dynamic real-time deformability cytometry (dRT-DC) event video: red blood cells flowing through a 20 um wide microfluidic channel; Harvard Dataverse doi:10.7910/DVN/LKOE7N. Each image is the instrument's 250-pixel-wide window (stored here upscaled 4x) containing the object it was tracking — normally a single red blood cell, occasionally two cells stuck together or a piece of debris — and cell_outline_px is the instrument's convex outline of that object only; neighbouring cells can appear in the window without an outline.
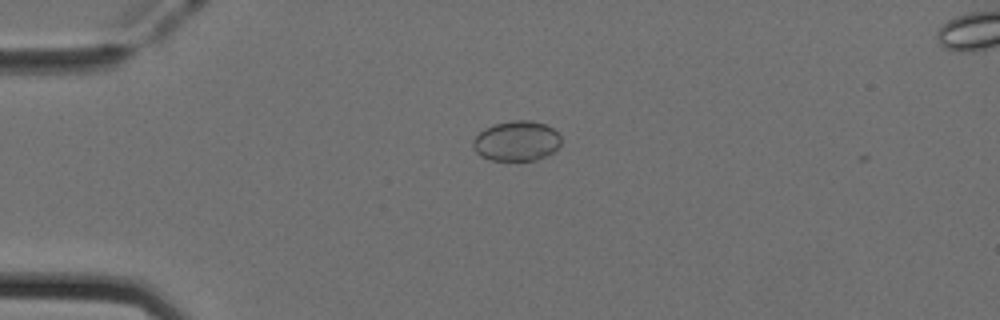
{"species": "Egyptian fruit bat (a non-hibernating species)", "species_latin": "Rousettus aegyptiacus", "temperature_condition": "cold", "stored_images_in_passage": 14, "camera_frame_rate_fps": 3000, "um_per_image_px": 0.085, "animal": {"sex": "female"}, "frame": {"image": 1, "passage_image": 1, "time_ms": 0.0, "image_size_px": [1000, 320], "cell_outline_px": [[560, 144], [552, 152], [536, 160], [492, 160], [480, 156], [476, 152], [472, 144], [472, 140], [484, 128], [496, 124], [512, 120], [532, 120], [544, 124], [552, 128], [560, 136]], "centroid_in_image_um": [43.88, 11.98], "position_along_channel_um": 41.1, "area_um2": 20.4}}
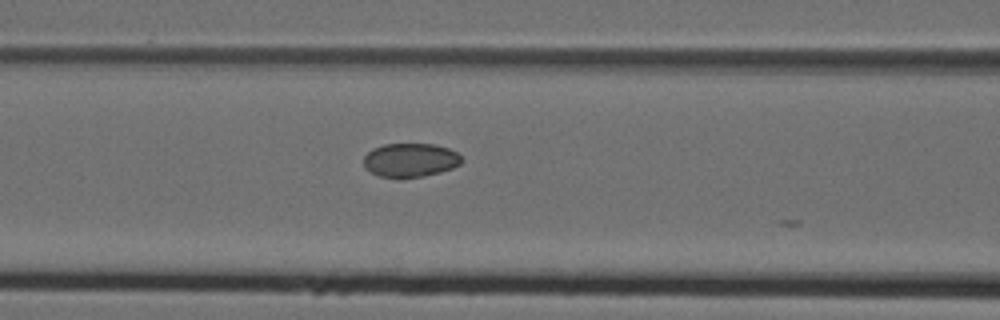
{"frame": {"image": 2, "passage_image": 10, "time_ms": 3.0, "image_size_px": [1000, 320], "cell_outline_px": [[464, 160], [460, 164], [452, 168], [440, 172], [424, 176], [400, 180], [396, 180], [380, 176], [364, 168], [364, 156], [372, 148], [384, 144], [436, 144], [448, 148], [456, 152]], "centroid_in_image_um": [34.86, 13.63], "position_along_channel_um": 131.7, "area_um2": 19.77}}
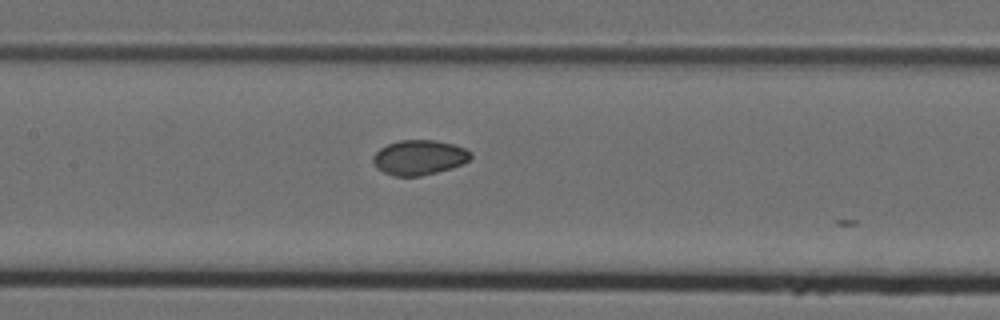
{"frame": {"image": 3, "passage_image": 13, "time_ms": 4.0, "image_size_px": [1000, 320], "cell_outline_px": [[472, 156], [468, 160], [452, 168], [420, 176], [392, 176], [376, 168], [372, 160], [372, 156], [380, 148], [388, 144], [400, 140], [436, 140], [452, 144], [464, 148], [472, 152]], "centroid_in_image_um": [35.6, 13.38], "position_along_channel_um": 171.8, "area_um2": 19.83}}